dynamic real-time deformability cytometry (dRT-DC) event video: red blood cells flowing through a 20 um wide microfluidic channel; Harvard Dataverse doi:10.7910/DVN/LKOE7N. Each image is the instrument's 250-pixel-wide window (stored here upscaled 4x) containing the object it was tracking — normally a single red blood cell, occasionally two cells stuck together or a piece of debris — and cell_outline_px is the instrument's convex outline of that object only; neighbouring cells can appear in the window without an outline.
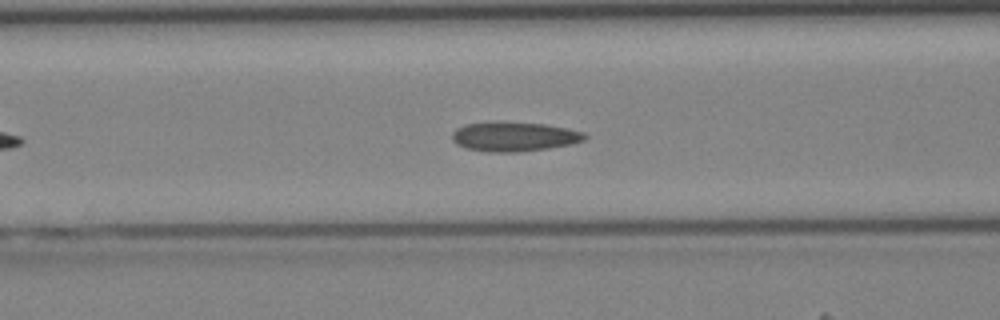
{"species": "Egyptian fruit bat (a non-hibernating species)", "species_latin": "Rousettus aegyptiacus", "temperature_condition": "cold", "stored_images_in_passage": 34, "camera_frame_rate_fps": 3000, "um_per_image_px": 0.085, "animal": {"sex": "female"}, "frame": {"image": 1, "passage_image": 9, "time_ms": 2.667, "image_size_px": [1000, 320], "cell_outline_px": [[588, 136], [584, 140], [572, 144], [548, 148], [516, 152], [488, 152], [468, 148], [456, 144], [452, 140], [452, 132], [456, 128], [464, 124], [496, 120], [544, 124], [568, 128], [584, 132]], "centroid_in_image_um": [43.68, 11.59], "position_along_channel_um": 122.9, "area_um2": 23.18}}
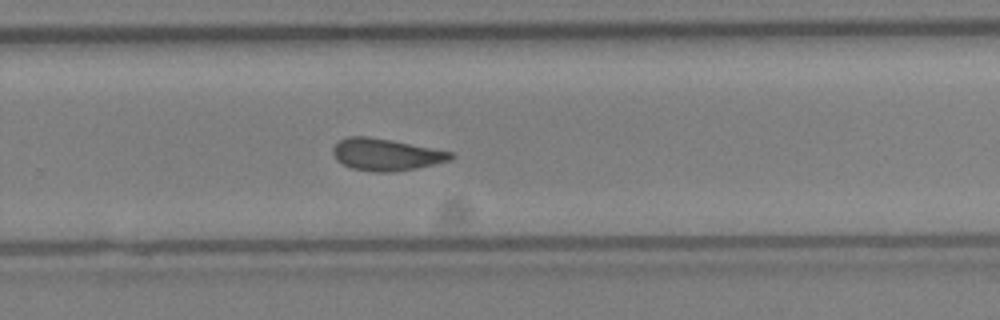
{"frame": {"image": 2, "passage_image": 20, "time_ms": 6.333, "image_size_px": [1000, 320], "cell_outline_px": [[456, 156], [452, 160], [416, 168], [392, 172], [372, 172], [352, 168], [336, 160], [332, 152], [332, 148], [340, 140], [348, 136], [368, 136], [432, 148], [452, 152]], "centroid_in_image_um": [32.81, 13.14], "position_along_channel_um": 297.0, "area_um2": 21.85}}
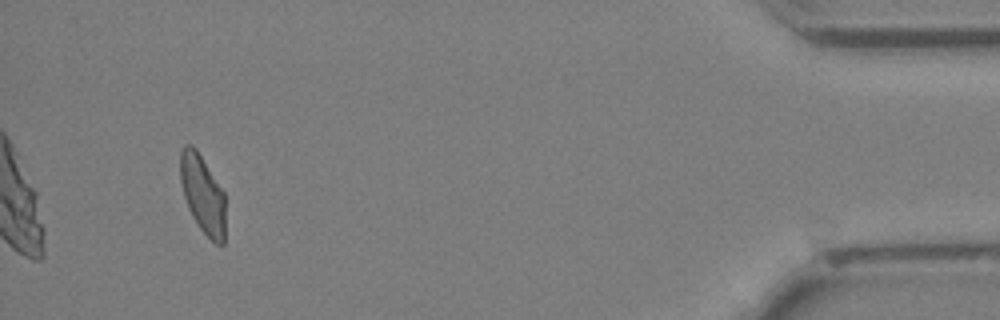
{"frame": {"image": 3, "passage_image": 32, "time_ms": 10.333, "image_size_px": [1000, 320], "cell_outline_px": [[224, 244], [216, 244], [200, 228], [192, 216], [188, 208], [184, 196], [180, 180], [180, 152], [184, 144], [192, 144], [196, 148], [224, 192]], "centroid_in_image_um": [17.2, 16.47], "position_along_channel_um": 418.0, "area_um2": 20.4}}